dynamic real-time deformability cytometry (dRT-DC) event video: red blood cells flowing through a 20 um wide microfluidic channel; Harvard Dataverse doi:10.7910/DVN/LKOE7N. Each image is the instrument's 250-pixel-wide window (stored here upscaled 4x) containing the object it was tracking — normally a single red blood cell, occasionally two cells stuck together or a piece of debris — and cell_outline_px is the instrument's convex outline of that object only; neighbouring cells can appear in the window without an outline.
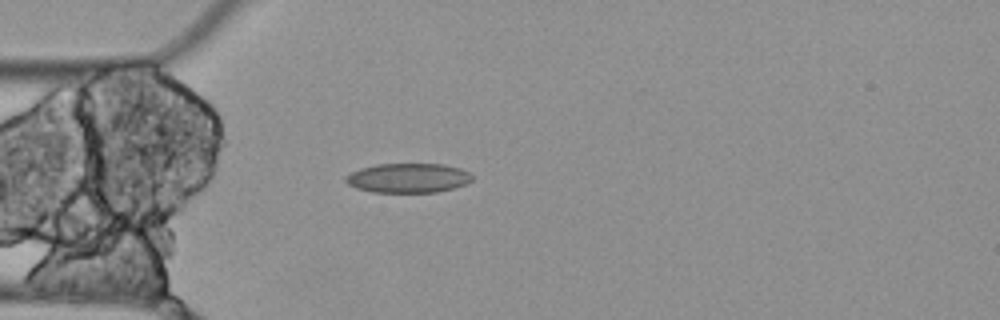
{"species": "Egyptian fruit bat (a non-hibernating species)", "species_latin": "Rousettus aegyptiacus", "temperature_condition": "cold", "stored_images_in_passage": 5, "camera_frame_rate_fps": 3000, "um_per_image_px": 0.085, "animal": {"sex": "female"}, "frame": {"image": 1, "passage_image": 5, "time_ms": 1.333, "image_size_px": [1000, 320], "cell_outline_px": [[472, 180], [464, 184], [452, 188], [436, 192], [372, 192], [356, 188], [348, 184], [344, 180], [344, 176], [360, 168], [376, 164], [444, 164], [460, 168], [468, 172], [472, 176]], "centroid_in_image_um": [34.65, 15.12], "position_along_channel_um": 50.3, "area_um2": 21.68}}